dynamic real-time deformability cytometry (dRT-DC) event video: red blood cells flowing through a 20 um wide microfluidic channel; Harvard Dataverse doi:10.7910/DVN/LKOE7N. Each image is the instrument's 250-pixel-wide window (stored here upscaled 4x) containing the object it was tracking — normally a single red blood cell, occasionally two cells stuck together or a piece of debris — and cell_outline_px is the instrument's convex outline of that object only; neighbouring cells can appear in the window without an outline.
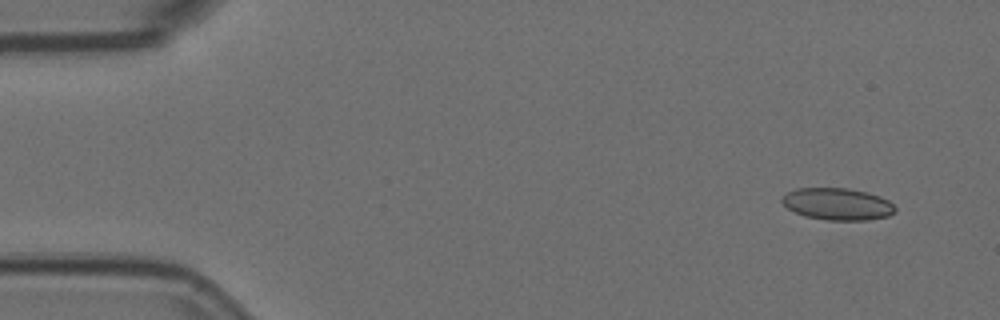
{"species": "Egyptian fruit bat (a non-hibernating species)", "species_latin": "Rousettus aegyptiacus", "temperature_condition": "room temperature", "stored_images_in_passage": 7, "camera_frame_rate_fps": 3000, "um_per_image_px": 0.085, "animal": {"sex": "female"}, "frame": {"image": 1, "passage_image": 1, "time_ms": 0.0, "image_size_px": [1000, 320], "cell_outline_px": [[896, 212], [888, 216], [868, 220], [828, 220], [804, 216], [788, 208], [780, 200], [788, 192], [796, 188], [848, 188], [868, 192], [880, 196], [888, 200], [896, 208]], "centroid_in_image_um": [71.21, 17.34], "position_along_channel_um": 13.8, "area_um2": 21.1}}
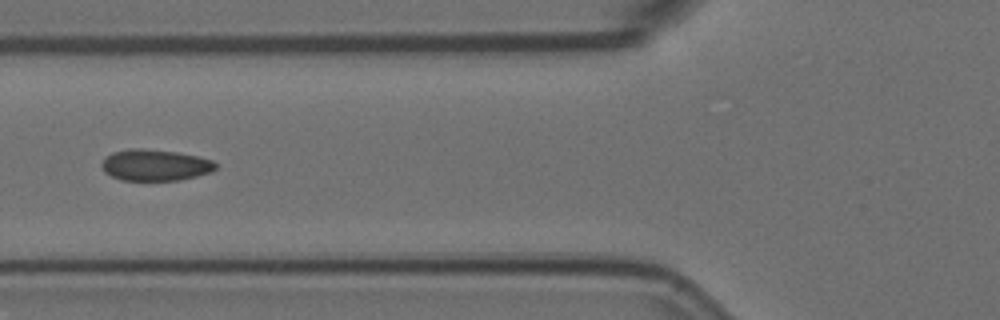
{"frame": {"image": 2, "passage_image": 6, "time_ms": 1.667, "image_size_px": [1000, 320], "cell_outline_px": [[216, 168], [212, 172], [180, 180], [120, 180], [104, 172], [100, 164], [112, 152], [132, 148], [144, 148], [176, 152], [196, 156], [212, 160], [216, 164]], "centroid_in_image_um": [13.18, 14.03], "position_along_channel_um": 112.6, "area_um2": 20.75}}
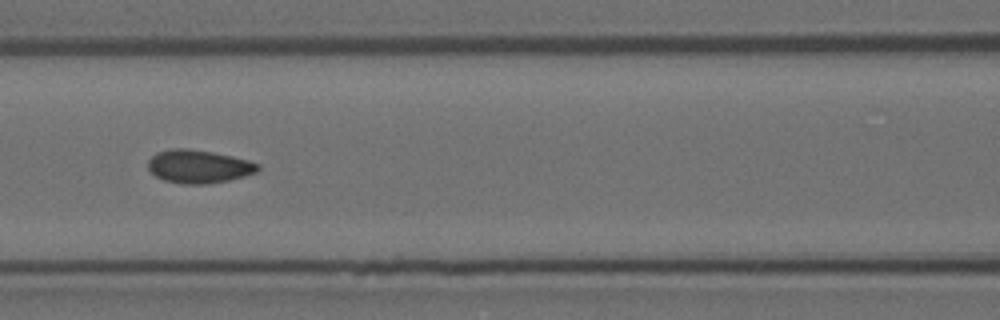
{"frame": {"image": 3, "passage_image": 7, "time_ms": 2.0, "image_size_px": [1000, 320], "cell_outline_px": [[260, 168], [256, 172], [244, 176], [228, 180], [208, 184], [184, 184], [164, 180], [156, 176], [148, 168], [148, 160], [156, 152], [168, 148], [188, 148], [212, 152], [232, 156], [248, 160], [260, 164]], "centroid_in_image_um": [16.88, 14.14], "position_along_channel_um": 149.7, "area_um2": 21.33}}